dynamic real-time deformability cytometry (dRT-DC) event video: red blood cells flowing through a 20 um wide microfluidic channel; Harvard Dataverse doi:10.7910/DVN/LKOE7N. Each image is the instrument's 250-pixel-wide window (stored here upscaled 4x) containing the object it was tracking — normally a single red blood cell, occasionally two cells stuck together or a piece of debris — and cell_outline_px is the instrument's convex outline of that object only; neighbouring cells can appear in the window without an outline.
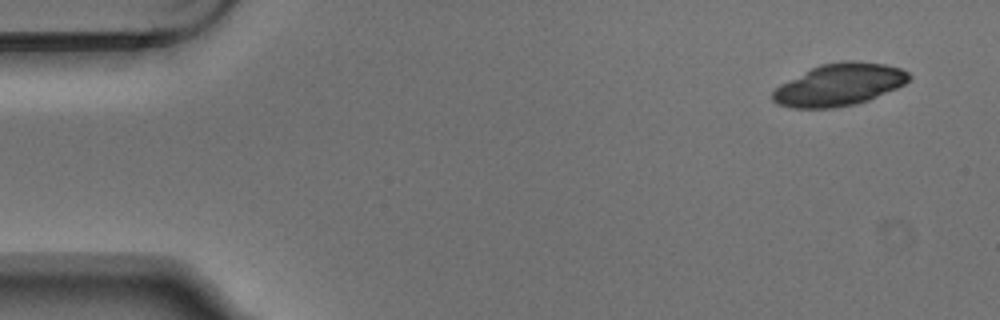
{"species": "Egyptian fruit bat (a non-hibernating species)", "species_latin": "Rousettus aegyptiacus", "temperature_condition": "warm", "stored_images_in_passage": 5, "segment_of_instrument_passage": [1, 2], "camera_frame_rate_fps": 3000, "um_per_image_px": 0.085, "animal": {"sex": "male"}, "frame": {"image": 1, "passage_image": 1, "time_ms": 0.0, "image_size_px": [1000, 320], "cell_outline_px": [[912, 76], [904, 84], [896, 88], [868, 100], [856, 104], [832, 108], [792, 108], [776, 104], [772, 100], [772, 92], [780, 84], [820, 64], [844, 60], [852, 60], [884, 64], [900, 68], [908, 72]], "centroid_in_image_um": [71.32, 7.2], "position_along_channel_um": 13.7, "area_um2": 33.41}}